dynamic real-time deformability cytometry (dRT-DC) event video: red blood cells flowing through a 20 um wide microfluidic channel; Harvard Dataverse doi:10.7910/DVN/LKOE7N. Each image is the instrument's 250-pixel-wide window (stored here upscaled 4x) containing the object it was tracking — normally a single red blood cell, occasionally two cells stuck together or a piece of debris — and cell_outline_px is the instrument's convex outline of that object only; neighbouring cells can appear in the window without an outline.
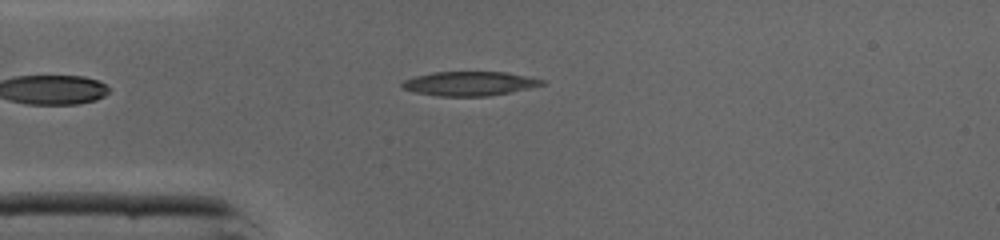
{"species": "common noctule bat (a hibernating species)", "species_latin": "Nyctalus noctula", "temperature_condition": "cold", "stored_images_in_passage": 32, "camera_frame_rate_fps": 3000, "um_per_image_px": 0.085, "animal": {"sex": "male", "body_mass_g": 19.0, "forearm_length_mm": 50.8}, "frame": {"image": 1, "passage_image": 1, "time_ms": 0.0, "image_size_px": [1000, 240], "cell_outline_px": [[544, 84], [512, 92], [488, 96], [440, 96], [416, 92], [404, 88], [400, 84], [404, 80], [416, 76], [436, 72], [504, 72], [544, 80]], "centroid_in_image_um": [39.9, 7.11], "position_along_channel_um": 45.1, "area_um2": 19.36}}
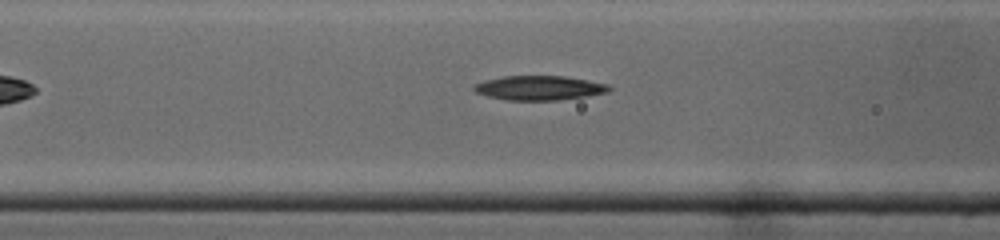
{"frame": {"image": 2, "passage_image": 7, "time_ms": 2.0, "image_size_px": [1000, 240], "cell_outline_px": [[612, 88], [608, 92], [560, 100], [508, 100], [488, 96], [476, 92], [472, 88], [476, 84], [484, 80], [504, 76], [564, 76], [588, 80], [608, 84]], "centroid_in_image_um": [45.85, 7.47], "position_along_channel_um": 120.8, "area_um2": 19.07}}
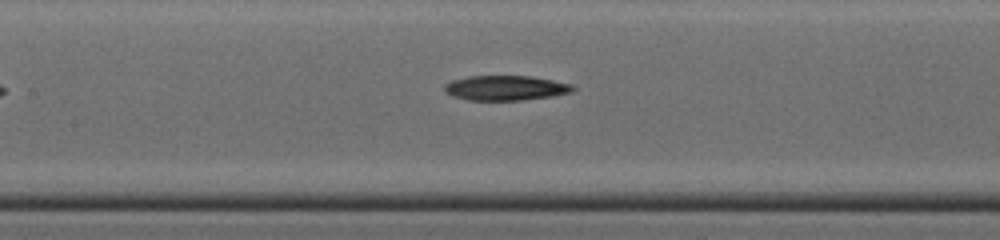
{"frame": {"image": 3, "passage_image": 10, "time_ms": 3.0, "image_size_px": [1000, 240], "cell_outline_px": [[576, 88], [572, 92], [552, 96], [520, 100], [468, 100], [452, 96], [444, 92], [444, 84], [452, 80], [468, 76], [532, 76], [572, 84]], "centroid_in_image_um": [42.96, 7.47], "position_along_channel_um": 164.4, "area_um2": 18.67}}